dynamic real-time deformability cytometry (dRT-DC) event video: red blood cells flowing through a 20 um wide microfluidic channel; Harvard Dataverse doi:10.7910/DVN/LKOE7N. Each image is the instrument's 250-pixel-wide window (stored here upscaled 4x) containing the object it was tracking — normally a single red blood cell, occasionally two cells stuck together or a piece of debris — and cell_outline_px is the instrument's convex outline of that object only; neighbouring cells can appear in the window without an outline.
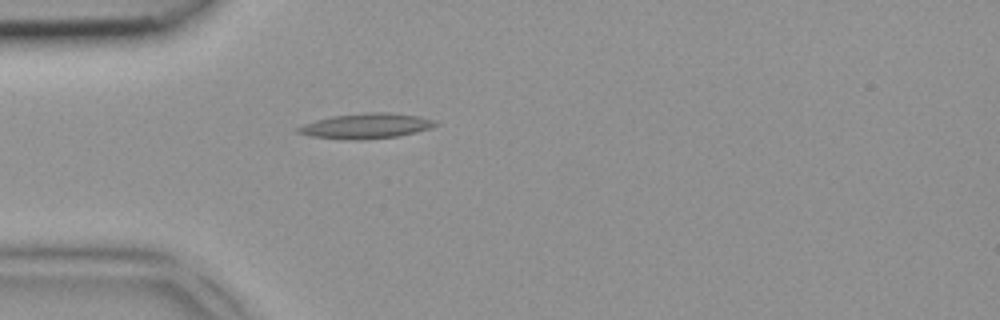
{"species": "common noctule bat (a hibernating species)", "species_latin": "Nyctalus noctula", "temperature_condition": "room temperature", "stored_images_in_passage": 4, "camera_frame_rate_fps": 3000, "um_per_image_px": 0.085, "animal": {"sex": "female", "body_mass_g": 18.4}, "frame": {"image": 1, "passage_image": 4, "time_ms": 1.0, "image_size_px": [1000, 320], "cell_outline_px": [[440, 124], [432, 128], [416, 132], [396, 136], [360, 140], [344, 140], [308, 136], [296, 132], [296, 128], [304, 124], [316, 120], [332, 116], [364, 112], [388, 112], [420, 116], [436, 120]], "centroid_in_image_um": [31.13, 10.7], "position_along_channel_um": 53.9, "area_um2": 20.46}}